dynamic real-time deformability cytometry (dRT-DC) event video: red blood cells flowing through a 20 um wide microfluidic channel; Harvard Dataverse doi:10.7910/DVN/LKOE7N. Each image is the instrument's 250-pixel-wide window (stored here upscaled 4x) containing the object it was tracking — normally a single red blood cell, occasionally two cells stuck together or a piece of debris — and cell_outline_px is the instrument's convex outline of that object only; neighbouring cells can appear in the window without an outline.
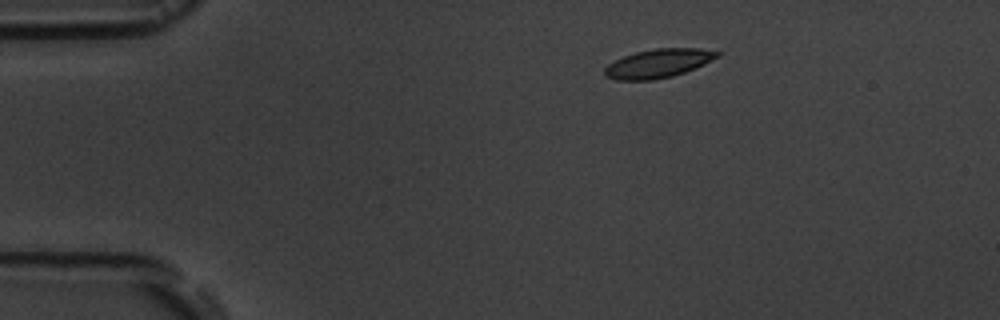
{"species": "common noctule bat (a hibernating species)", "species_latin": "Nyctalus noctula", "temperature_condition": "room temperature", "stored_images_in_passage": 6, "camera_frame_rate_fps": 3000, "um_per_image_px": 0.085, "animal": {"sex": "male", "body_mass_g": 19.5, "forearm_length_mm": 54.6}, "frame": {"image": 1, "passage_image": 6, "time_ms": 6.667, "image_size_px": [1000, 320], "cell_outline_px": [[720, 56], [704, 64], [684, 72], [672, 76], [652, 80], [616, 80], [604, 76], [604, 68], [608, 64], [624, 56], [636, 52], [656, 48], [700, 48], [720, 52]], "centroid_in_image_um": [55.94, 5.39], "position_along_channel_um": 29.1, "area_um2": 18.79}}